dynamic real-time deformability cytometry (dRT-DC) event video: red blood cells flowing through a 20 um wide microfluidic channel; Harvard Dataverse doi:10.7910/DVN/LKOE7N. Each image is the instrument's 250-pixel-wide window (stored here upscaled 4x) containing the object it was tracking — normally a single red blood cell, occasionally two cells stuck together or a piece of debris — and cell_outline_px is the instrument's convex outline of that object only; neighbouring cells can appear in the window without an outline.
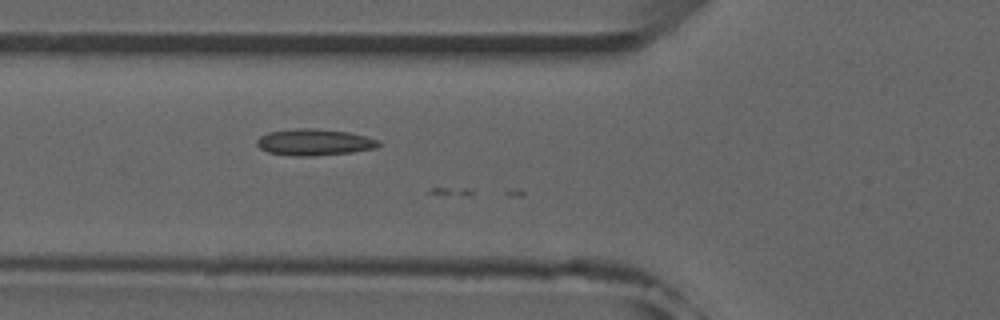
{"species": "common noctule bat (a hibernating species)", "species_latin": "Nyctalus noctula", "temperature_condition": "room temperature", "stored_images_in_passage": 20, "camera_frame_rate_fps": 3000, "um_per_image_px": 0.085, "animal": {"sex": "male", "forearm_length_mm": 52.5}, "frame": {"image": 1, "passage_image": 6, "time_ms": 1.667, "image_size_px": [1000, 320], "cell_outline_px": [[380, 144], [376, 148], [352, 152], [312, 156], [296, 156], [268, 152], [260, 148], [256, 144], [256, 140], [260, 136], [268, 132], [292, 128], [316, 128], [348, 132], [380, 140]], "centroid_in_image_um": [26.7, 12.08], "position_along_channel_um": 99.1, "area_um2": 18.84}}